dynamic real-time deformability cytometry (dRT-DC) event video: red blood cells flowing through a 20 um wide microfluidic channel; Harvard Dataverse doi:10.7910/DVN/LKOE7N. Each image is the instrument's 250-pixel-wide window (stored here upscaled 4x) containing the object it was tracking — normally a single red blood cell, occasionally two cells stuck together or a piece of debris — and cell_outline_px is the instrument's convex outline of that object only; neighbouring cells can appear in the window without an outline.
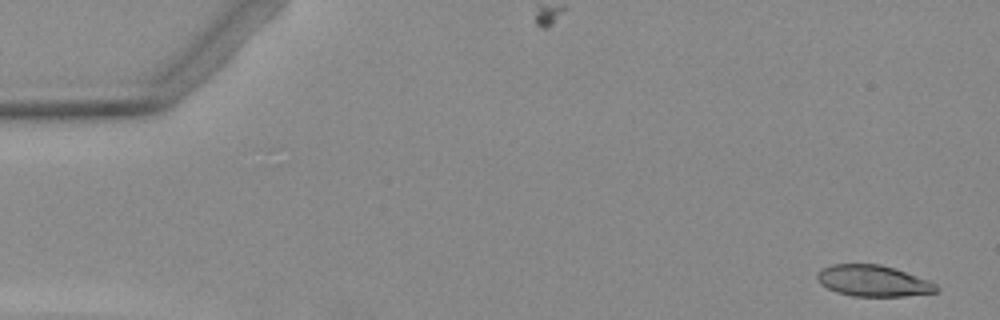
{"species": "Egyptian fruit bat (a non-hibernating species)", "species_latin": "Rousettus aegyptiacus", "temperature_condition": "warm", "stored_images_in_passage": 5, "camera_frame_rate_fps": 3000, "um_per_image_px": 0.085, "animal": {"sex": "female"}, "frame": {"image": 1, "passage_image": 1, "time_ms": 0.0, "image_size_px": [1000, 320], "cell_outline_px": [[940, 288], [936, 292], [904, 296], [852, 296], [836, 292], [820, 284], [816, 280], [816, 276], [824, 268], [832, 264], [880, 264], [896, 268], [928, 280], [936, 284]], "centroid_in_image_um": [74.23, 23.87], "position_along_channel_um": 10.8, "area_um2": 21.68}}
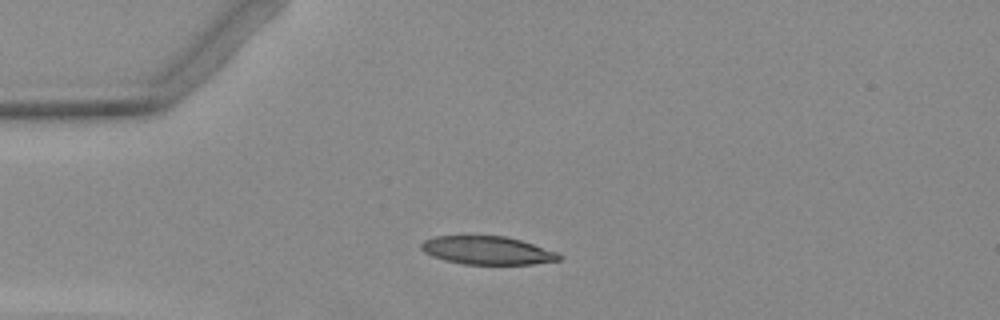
{"frame": {"image": 2, "passage_image": 4, "time_ms": 3.667, "image_size_px": [1000, 320], "cell_outline_px": [[560, 260], [532, 264], [464, 264], [444, 260], [432, 256], [424, 252], [420, 248], [420, 244], [424, 240], [436, 236], [504, 236], [520, 240], [556, 252], [560, 256]], "centroid_in_image_um": [41.37, 21.28], "position_along_channel_um": 43.6, "area_um2": 22.43}}